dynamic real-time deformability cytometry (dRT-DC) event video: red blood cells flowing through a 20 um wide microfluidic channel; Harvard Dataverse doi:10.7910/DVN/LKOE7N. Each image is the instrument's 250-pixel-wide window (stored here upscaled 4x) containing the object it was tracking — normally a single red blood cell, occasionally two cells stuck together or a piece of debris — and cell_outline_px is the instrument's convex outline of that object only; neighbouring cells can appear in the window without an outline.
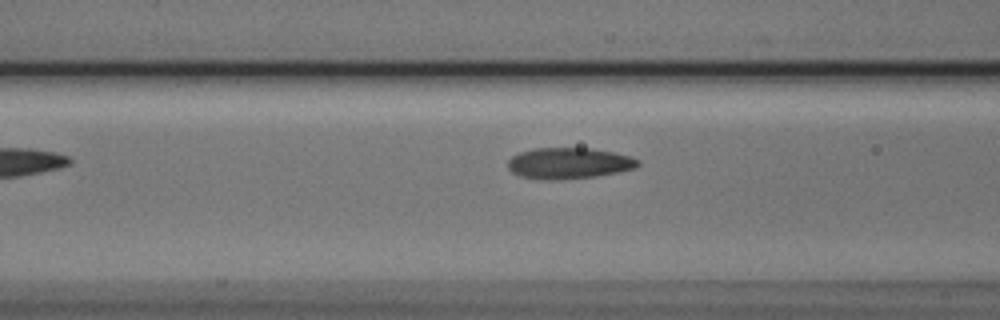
{"species": "Egyptian fruit bat (a non-hibernating species)", "species_latin": "Rousettus aegyptiacus", "temperature_condition": "cold", "stored_images_in_passage": 3, "camera_frame_rate_fps": 3000, "um_per_image_px": 0.085, "animal": {"sex": "male"}, "frame": {"image": 1, "passage_image": 3, "time_ms": 0.667, "image_size_px": [1000, 320], "cell_outline_px": [[640, 164], [636, 168], [596, 176], [556, 180], [540, 180], [520, 176], [512, 172], [508, 168], [508, 160], [512, 156], [520, 152], [532, 148], [592, 148], [632, 156], [640, 160]], "centroid_in_image_um": [48.35, 13.87], "position_along_channel_um": 118.3, "area_um2": 23.76}}